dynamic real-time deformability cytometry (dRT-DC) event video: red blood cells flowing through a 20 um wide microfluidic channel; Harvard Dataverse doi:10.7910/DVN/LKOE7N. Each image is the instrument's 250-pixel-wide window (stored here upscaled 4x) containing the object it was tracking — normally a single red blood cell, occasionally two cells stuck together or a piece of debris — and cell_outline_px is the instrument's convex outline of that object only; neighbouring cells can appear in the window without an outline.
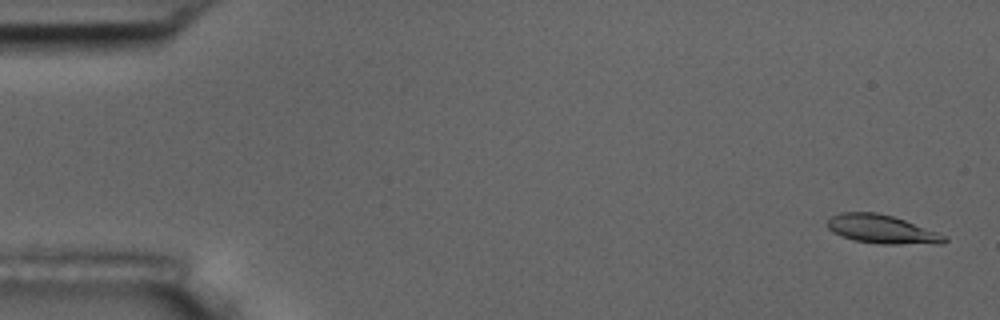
{"species": "common noctule bat (a hibernating species)", "species_latin": "Nyctalus noctula", "temperature_condition": "room temperature", "stored_images_in_passage": 57, "camera_frame_rate_fps": 3000, "um_per_image_px": 0.085, "animal": {"sex": "male", "body_mass_g": 17.5, "forearm_length_mm": 52.3}, "frame": {"image": 1, "passage_image": 2, "time_ms": 0.333, "image_size_px": [1000, 320], "cell_outline_px": [[948, 240], [944, 244], [880, 244], [852, 240], [832, 232], [828, 228], [828, 220], [832, 216], [840, 212], [876, 212], [892, 216], [904, 220], [948, 236]], "centroid_in_image_um": [74.98, 19.5], "position_along_channel_um": 10.0, "area_um2": 19.59}}
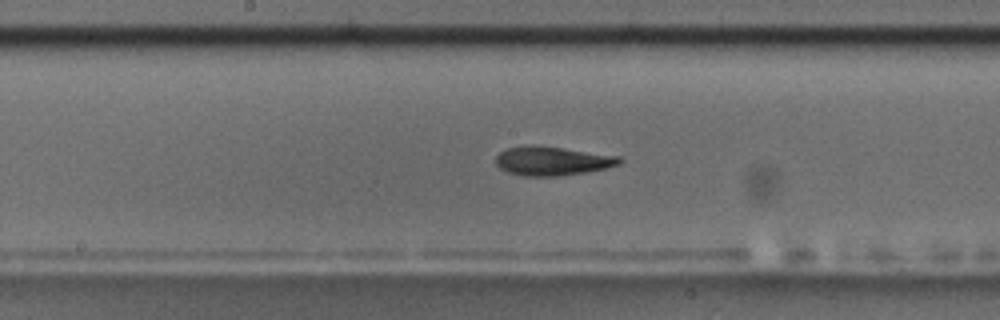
{"frame": {"image": 2, "passage_image": 29, "time_ms": 9.333, "image_size_px": [1000, 320], "cell_outline_px": [[624, 160], [620, 164], [604, 168], [584, 172], [560, 176], [520, 176], [508, 172], [500, 168], [496, 164], [496, 156], [500, 152], [508, 148], [564, 148], [620, 156]], "centroid_in_image_um": [46.99, 13.72], "position_along_channel_um": 201.2, "area_um2": 20.11}}
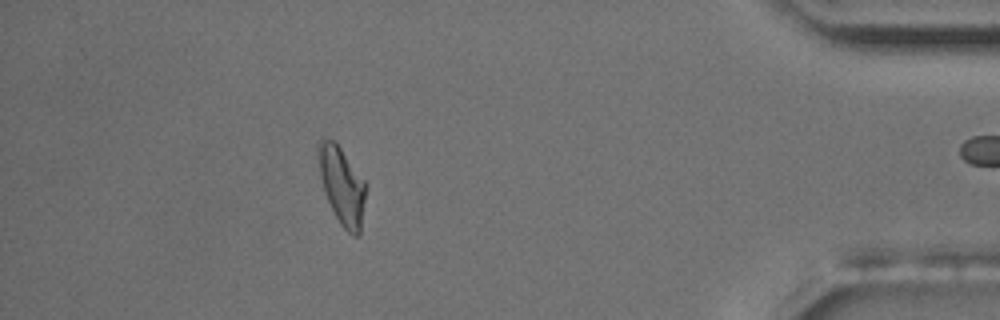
{"frame": {"image": 3, "passage_image": 50, "time_ms": 16.333, "image_size_px": [1000, 320], "cell_outline_px": [[364, 200], [360, 232], [356, 236], [352, 236], [340, 224], [328, 200], [320, 176], [316, 152], [316, 144], [320, 136], [336, 140], [364, 180]], "centroid_in_image_um": [29.01, 15.66], "position_along_channel_um": 406.2, "area_um2": 21.39}, "authors_computed_cell_mechanics": {"area_um2": 20.4612, "velocity_mm_per_s": 3.624, "shape_relaxation_time_tau1_ms": 5.4162, "shape_relaxation_time_tau2_ms": 1.7701, "deformation_change_tau1": 0.1811, "deformation_change_tau2": 0.0786}}